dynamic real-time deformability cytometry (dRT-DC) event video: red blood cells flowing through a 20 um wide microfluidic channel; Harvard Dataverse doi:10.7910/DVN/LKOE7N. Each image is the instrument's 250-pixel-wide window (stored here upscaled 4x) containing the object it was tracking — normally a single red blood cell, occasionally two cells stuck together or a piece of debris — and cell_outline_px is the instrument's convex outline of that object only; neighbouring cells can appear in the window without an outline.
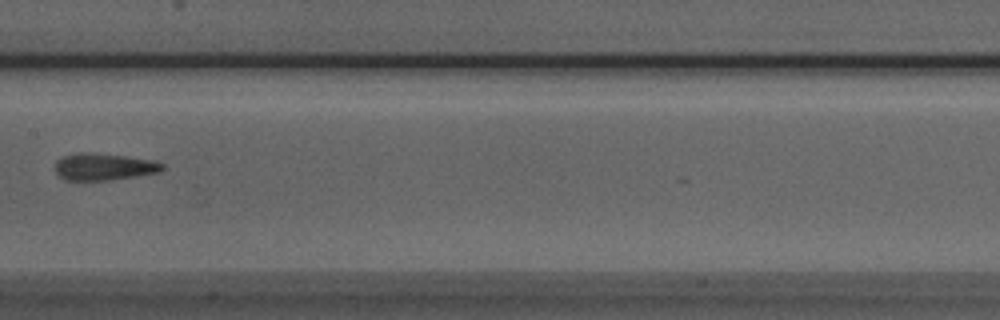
{"species": "Egyptian fruit bat (a non-hibernating species)", "species_latin": "Rousettus aegyptiacus", "temperature_condition": "room temperature", "stored_images_in_passage": 7, "camera_frame_rate_fps": 3000, "um_per_image_px": 0.085, "animal": {"sex": "male"}, "frame": {"image": 1, "passage_image": 7, "time_ms": 2.0, "image_size_px": [1000, 320], "cell_outline_px": [[164, 168], [160, 172], [136, 176], [108, 180], [64, 180], [56, 172], [56, 160], [64, 156], [80, 152], [96, 152], [152, 160], [164, 164]], "centroid_in_image_um": [8.83, 14.17], "position_along_channel_um": 198.6, "area_um2": 16.82}}